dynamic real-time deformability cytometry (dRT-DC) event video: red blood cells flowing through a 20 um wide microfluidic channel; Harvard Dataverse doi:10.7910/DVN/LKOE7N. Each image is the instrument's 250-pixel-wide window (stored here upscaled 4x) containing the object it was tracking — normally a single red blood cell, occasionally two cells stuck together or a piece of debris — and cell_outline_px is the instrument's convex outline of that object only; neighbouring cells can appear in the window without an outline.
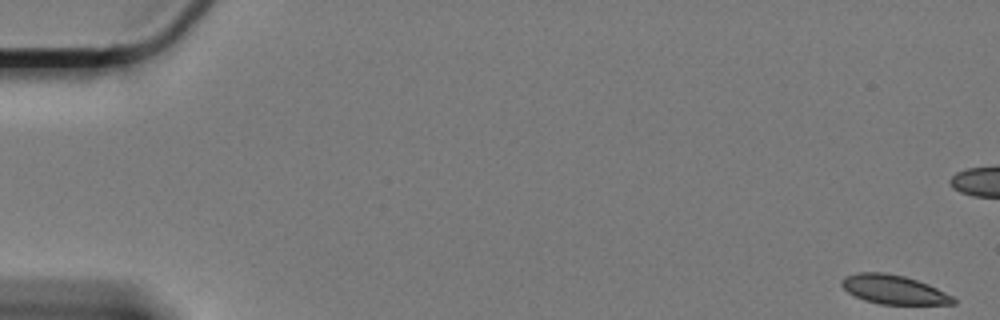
{"species": "Egyptian fruit bat (a non-hibernating species)", "species_latin": "Rousettus aegyptiacus", "temperature_condition": "cold", "stored_images_in_passage": 62, "camera_frame_rate_fps": 3000, "um_per_image_px": 0.085, "animal": {"sex": "female"}, "frame": {"image": 1, "passage_image": 1, "time_ms": 0.0, "image_size_px": [1000, 320], "cell_outline_px": [[956, 304], [880, 304], [864, 300], [848, 292], [840, 284], [840, 280], [844, 276], [856, 272], [884, 272], [904, 276], [928, 284], [952, 296], [956, 300]], "centroid_in_image_um": [75.93, 24.6], "position_along_channel_um": 9.1, "area_um2": 18.84}}
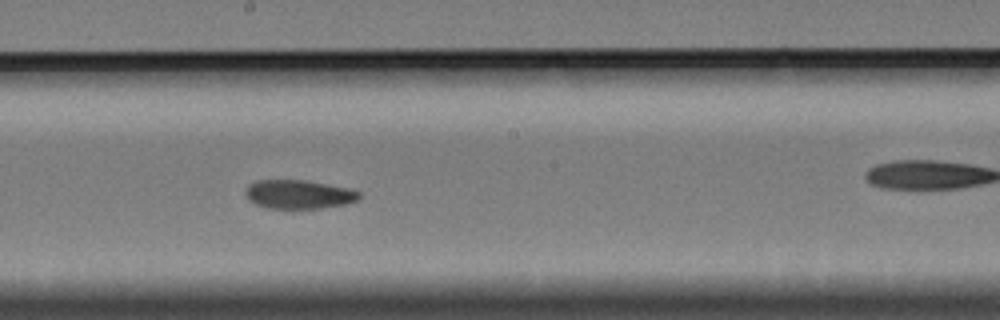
{"frame": {"image": 2, "passage_image": 34, "time_ms": 11.0, "image_size_px": [1000, 320], "cell_outline_px": [[360, 196], [356, 200], [348, 204], [320, 208], [268, 208], [256, 204], [248, 200], [244, 196], [244, 192], [248, 184], [256, 180], [304, 180], [328, 184], [348, 188], [360, 192]], "centroid_in_image_um": [25.35, 16.51], "position_along_channel_um": 222.9, "area_um2": 19.19}}
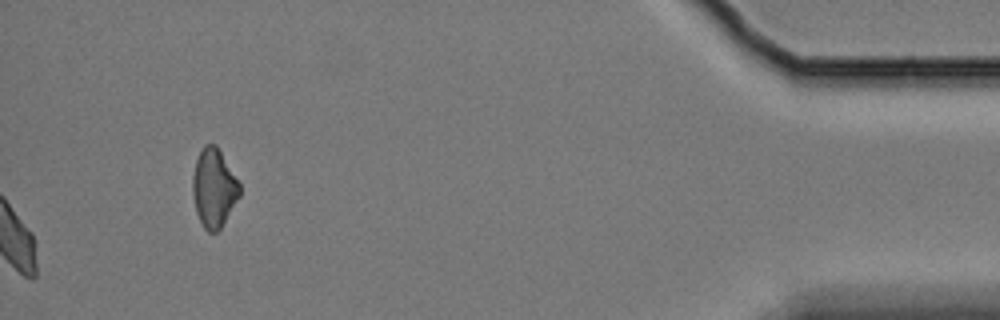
{"frame": {"image": 3, "passage_image": 62, "time_ms": 20.333, "image_size_px": [1000, 320], "cell_outline_px": [[240, 196], [220, 228], [216, 232], [208, 232], [204, 228], [196, 212], [192, 192], [192, 180], [196, 160], [204, 144], [216, 144], [240, 184]], "centroid_in_image_um": [18.17, 15.98], "position_along_channel_um": 417.0, "area_um2": 21.27}, "authors_computed_cell_mechanics": {"area_um2": 19.8832, "velocity_mm_per_s": 3.2906, "shape_relaxation_time_tau1_ms": null, "shape_relaxation_time_tau2_ms": 4.8609, "deformation_change_tau1": null, "deformation_change_tau2": 0.0798}}